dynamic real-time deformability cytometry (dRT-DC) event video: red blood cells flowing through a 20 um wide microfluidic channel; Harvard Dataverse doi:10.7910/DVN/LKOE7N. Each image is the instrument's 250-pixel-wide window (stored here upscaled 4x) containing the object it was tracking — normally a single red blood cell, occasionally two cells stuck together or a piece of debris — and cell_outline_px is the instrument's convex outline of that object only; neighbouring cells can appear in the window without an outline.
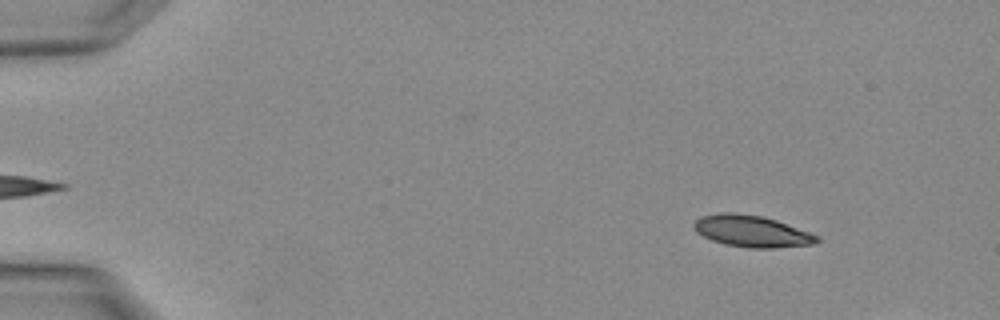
{"species": "Egyptian fruit bat (a non-hibernating species)", "species_latin": "Rousettus aegyptiacus", "temperature_condition": "warm", "stored_images_in_passage": 4, "camera_frame_rate_fps": 3000, "um_per_image_px": 0.085, "animal": {"sex": "female"}, "frame": {"image": 1, "passage_image": 2, "time_ms": 0.333, "image_size_px": [1000, 320], "cell_outline_px": [[820, 240], [812, 244], [776, 248], [752, 248], [724, 244], [712, 240], [696, 232], [692, 224], [700, 216], [720, 212], [732, 212], [764, 216], [776, 220], [820, 236]], "centroid_in_image_um": [63.88, 19.64], "position_along_channel_um": 21.1, "area_um2": 22.72}}